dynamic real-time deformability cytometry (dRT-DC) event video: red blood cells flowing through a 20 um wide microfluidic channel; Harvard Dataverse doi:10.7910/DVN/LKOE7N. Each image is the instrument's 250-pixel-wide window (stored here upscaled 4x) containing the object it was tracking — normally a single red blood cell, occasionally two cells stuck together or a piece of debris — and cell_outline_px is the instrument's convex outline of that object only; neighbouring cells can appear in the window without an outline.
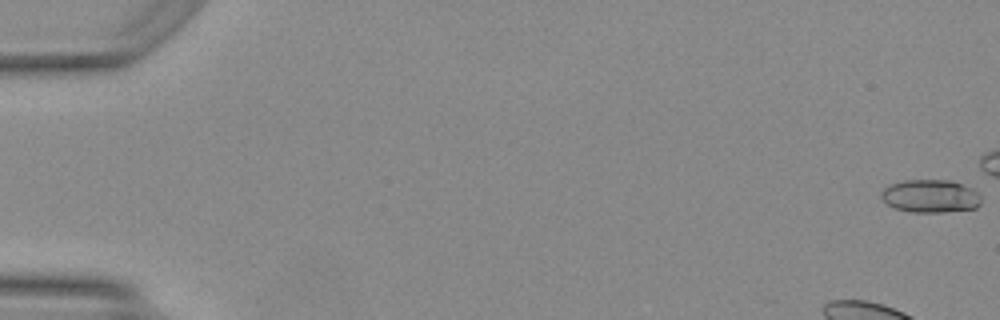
{"species": "Egyptian fruit bat (a non-hibernating species)", "species_latin": "Rousettus aegyptiacus", "temperature_condition": "warm", "stored_images_in_passage": 16, "camera_frame_rate_fps": 3000, "um_per_image_px": 0.085, "animal": {"sex": "female"}, "frame": {"image": 1, "passage_image": 1, "time_ms": 0.0, "image_size_px": [1000, 320], "cell_outline_px": [[980, 204], [976, 208], [944, 212], [908, 212], [892, 208], [880, 196], [880, 192], [884, 188], [892, 184], [904, 180], [948, 180], [972, 188], [980, 196]], "centroid_in_image_um": [79.05, 16.68], "position_along_channel_um": 5.9, "area_um2": 19.19}}